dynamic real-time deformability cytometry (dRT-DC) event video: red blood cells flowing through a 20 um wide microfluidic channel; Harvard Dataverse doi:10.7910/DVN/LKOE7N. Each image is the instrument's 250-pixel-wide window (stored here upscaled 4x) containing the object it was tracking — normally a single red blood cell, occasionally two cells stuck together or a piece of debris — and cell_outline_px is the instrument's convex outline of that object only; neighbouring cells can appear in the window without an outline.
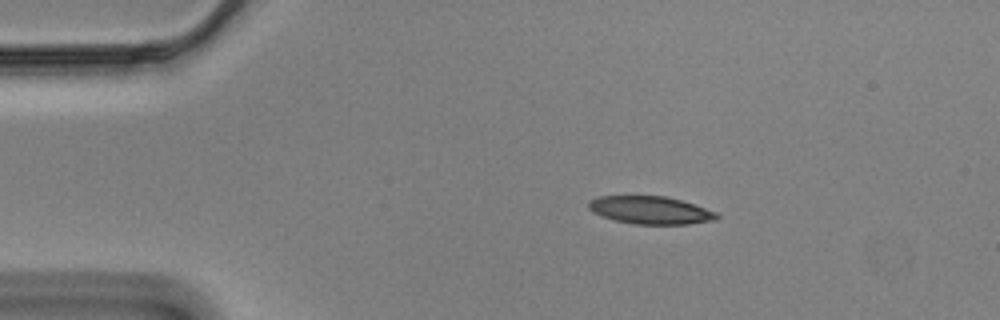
{"species": "Egyptian fruit bat (a non-hibernating species)", "species_latin": "Rousettus aegyptiacus", "temperature_condition": "cold", "stored_images_in_passage": 48, "camera_frame_rate_fps": 3000, "um_per_image_px": 0.085, "animal": {"sex": "male"}, "frame": {"image": 1, "passage_image": 1, "time_ms": 0.0, "image_size_px": [1000, 320], "cell_outline_px": [[720, 216], [716, 220], [688, 224], [632, 224], [616, 220], [592, 212], [588, 208], [588, 200], [600, 196], [664, 196], [680, 200], [716, 212]], "centroid_in_image_um": [55.27, 17.86], "position_along_channel_um": 29.7, "area_um2": 20.58}}
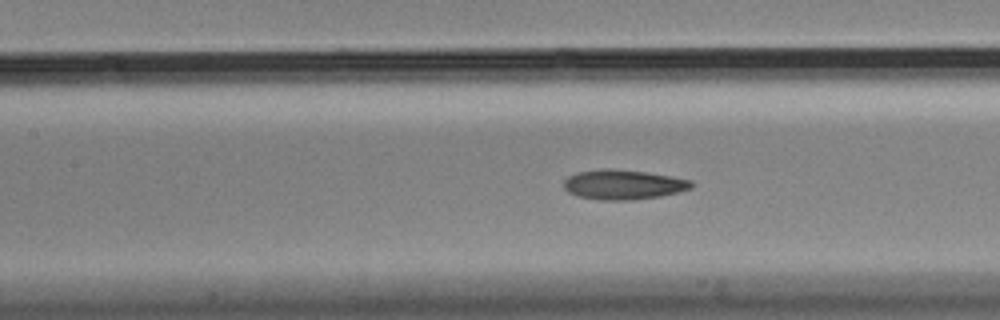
{"frame": {"image": 2, "passage_image": 16, "time_ms": 5.0, "image_size_px": [1000, 320], "cell_outline_px": [[692, 188], [680, 192], [660, 196], [632, 200], [600, 200], [580, 196], [568, 192], [564, 188], [564, 180], [568, 176], [576, 172], [604, 168], [612, 168], [644, 172], [672, 176], [692, 180]], "centroid_in_image_um": [52.98, 15.68], "position_along_channel_um": 154.4, "area_um2": 22.2}}
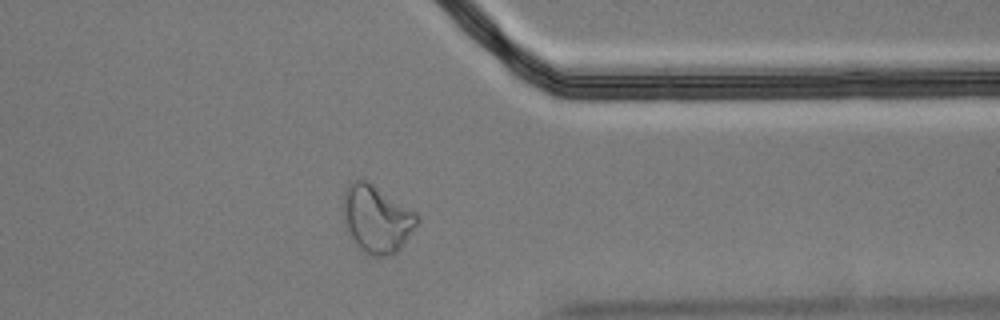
{"frame": {"image": 3, "passage_image": 36, "time_ms": 11.667, "image_size_px": [1000, 320], "cell_outline_px": [[420, 220], [400, 248], [392, 256], [372, 256], [356, 248], [348, 236], [344, 224], [340, 208], [344, 188], [352, 180], [368, 180], [416, 212], [420, 216]], "centroid_in_image_um": [31.95, 18.6], "position_along_channel_um": 379.5, "area_um2": 30.06}, "authors_computed_cell_mechanics": {"area_um2": 22.2241, "velocity_mm_per_s": 3.4889, "shape_relaxation_time_tau1_ms": null, "shape_relaxation_time_tau2_ms": 3.1204, "deformation_change_tau1": null, "deformation_change_tau2": 0.105}}